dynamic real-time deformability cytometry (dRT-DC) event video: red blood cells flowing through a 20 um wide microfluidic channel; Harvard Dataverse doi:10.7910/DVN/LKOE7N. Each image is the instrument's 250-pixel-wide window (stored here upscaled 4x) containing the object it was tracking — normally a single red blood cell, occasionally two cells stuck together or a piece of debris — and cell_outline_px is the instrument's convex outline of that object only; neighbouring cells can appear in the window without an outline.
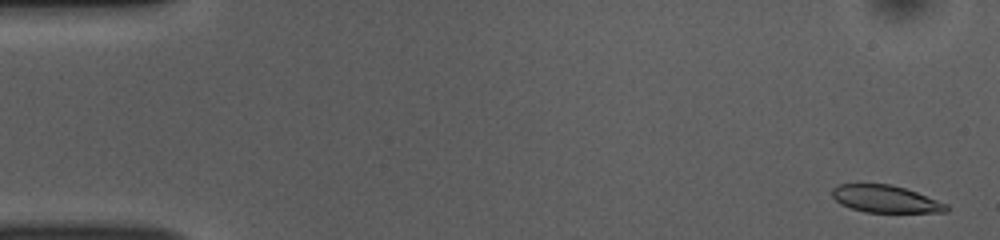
{"species": "common noctule bat (a hibernating species)", "species_latin": "Nyctalus noctula", "temperature_condition": "room temperature", "stored_images_in_passage": 52, "camera_frame_rate_fps": 3000, "um_per_image_px": 0.085, "animal": {"sex": "female", "body_mass_g": 10.0, "forearm_length_mm": 53.1}, "frame": {"image": 1, "passage_image": 2, "time_ms": 0.333, "image_size_px": [1000, 240], "cell_outline_px": [[948, 212], [864, 212], [840, 204], [832, 196], [832, 188], [840, 184], [892, 184], [916, 192], [948, 204]], "centroid_in_image_um": [75.26, 16.91], "position_along_channel_um": 9.7, "area_um2": 18.03}}
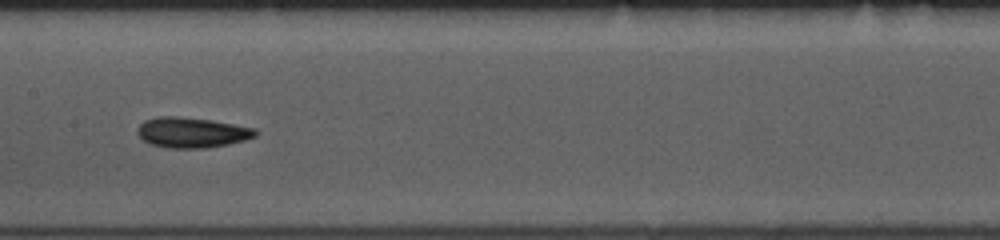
{"frame": {"image": 2, "passage_image": 26, "time_ms": 8.333, "image_size_px": [1000, 240], "cell_outline_px": [[260, 132], [256, 136], [244, 140], [228, 144], [204, 148], [168, 148], [152, 144], [144, 140], [136, 132], [136, 128], [144, 120], [156, 116], [176, 116], [212, 120], [256, 128]], "centroid_in_image_um": [16.31, 11.25], "position_along_channel_um": 191.1, "area_um2": 20.98}}
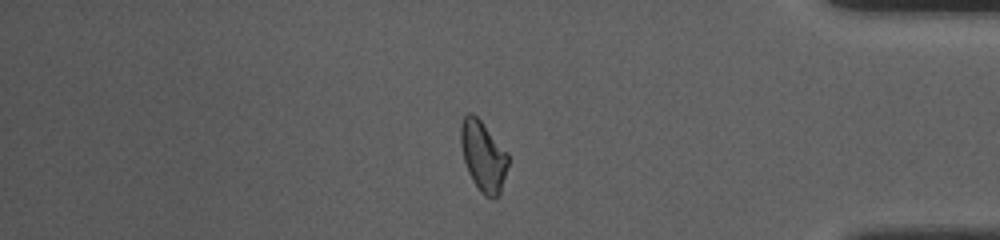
{"frame": {"image": 3, "passage_image": 44, "time_ms": 14.333, "image_size_px": [1000, 240], "cell_outline_px": [[508, 164], [500, 196], [492, 200], [484, 196], [480, 192], [472, 180], [468, 172], [464, 160], [460, 144], [460, 124], [464, 116], [468, 112], [472, 112], [480, 120], [508, 152]], "centroid_in_image_um": [41.07, 13.3], "position_along_channel_um": 394.1, "area_um2": 19.71}, "authors_computed_cell_mechanics": {"area_um2": 19.7676, "velocity_mm_per_s": 3.8496, "shape_relaxation_time_tau1_ms": 4.2117, "shape_relaxation_time_tau2_ms": 1.8339, "deformation_change_tau1": 0.1479, "deformation_change_tau2": 0.086}}